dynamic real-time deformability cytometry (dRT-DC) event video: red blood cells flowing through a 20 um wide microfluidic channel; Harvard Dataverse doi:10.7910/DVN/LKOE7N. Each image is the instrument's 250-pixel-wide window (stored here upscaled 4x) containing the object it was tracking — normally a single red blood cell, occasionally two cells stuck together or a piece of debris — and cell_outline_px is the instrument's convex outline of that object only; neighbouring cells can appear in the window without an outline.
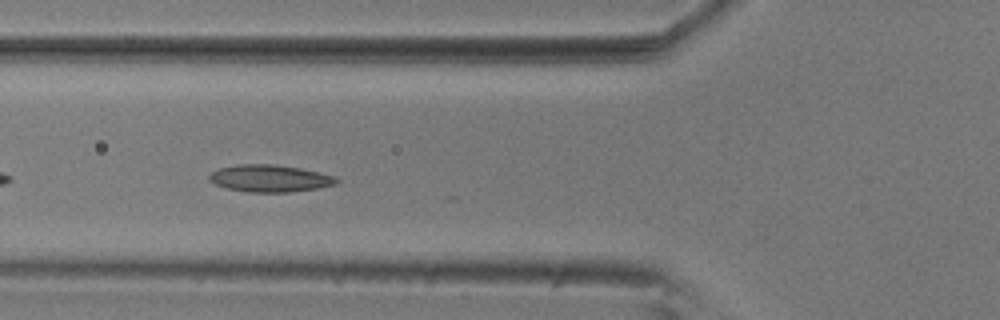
{"species": "common noctule bat (a hibernating species)", "species_latin": "Nyctalus noctula", "temperature_condition": "room temperature", "stored_images_in_passage": 32, "camera_frame_rate_fps": 3000, "um_per_image_px": 0.085, "animal": {"sex": "male", "body_mass_g": 20.5, "forearm_length_mm": 52.5}, "frame": {"image": 1, "passage_image": 6, "time_ms": 1.667, "image_size_px": [1000, 320], "cell_outline_px": [[340, 180], [336, 184], [316, 188], [292, 192], [248, 192], [228, 188], [216, 184], [208, 180], [208, 176], [212, 172], [220, 168], [236, 164], [272, 164], [300, 168], [320, 172], [336, 176]], "centroid_in_image_um": [22.95, 15.16], "position_along_channel_um": 102.8, "area_um2": 20.11}}
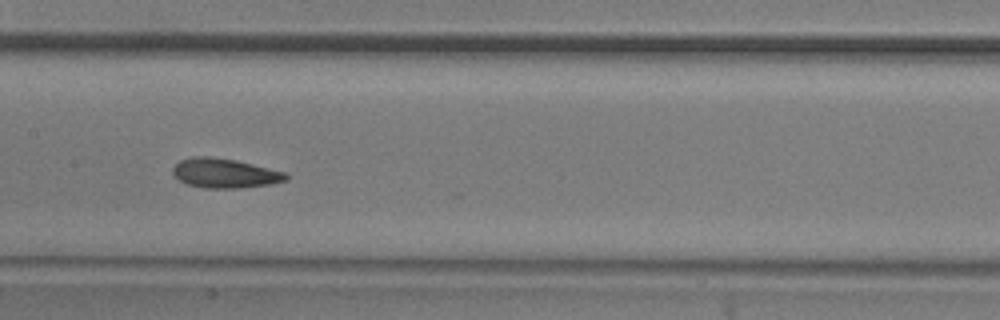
{"frame": {"image": 2, "passage_image": 13, "time_ms": 4.0, "image_size_px": [1000, 320], "cell_outline_px": [[288, 180], [272, 184], [240, 188], [204, 188], [188, 184], [180, 180], [172, 172], [172, 168], [180, 160], [192, 156], [208, 156], [236, 160], [288, 172]], "centroid_in_image_um": [19.15, 14.72], "position_along_channel_um": 188.3, "area_um2": 19.59}}
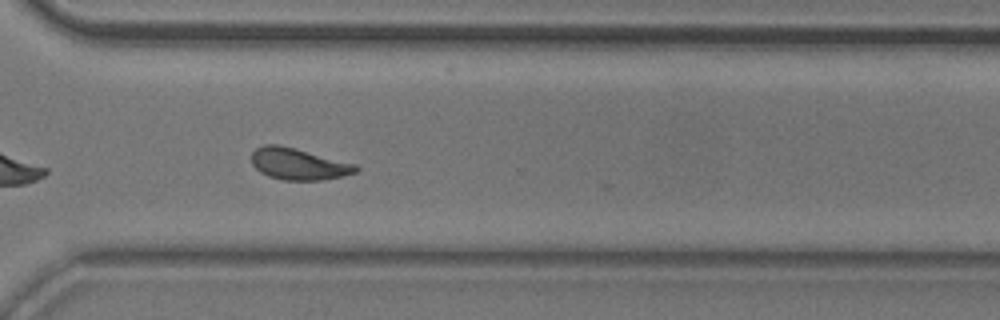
{"frame": {"image": 3, "passage_image": 26, "time_ms": 8.333, "image_size_px": [1000, 320], "cell_outline_px": [[360, 168], [356, 172], [344, 176], [320, 180], [280, 180], [268, 176], [260, 172], [252, 164], [252, 152], [256, 148], [264, 144], [280, 144], [356, 164]], "centroid_in_image_um": [25.36, 13.94], "position_along_channel_um": 345.2, "area_um2": 19.31}, "authors_computed_cell_mechanics": {"area_um2": 18.9006, "velocity_mm_per_s": 3.6349, "shape_relaxation_time_tau1_ms": 5.5455, "shape_relaxation_time_tau2_ms": 2.3801, "deformation_change_tau1": 0.1605, "deformation_change_tau2": 0.0962}}